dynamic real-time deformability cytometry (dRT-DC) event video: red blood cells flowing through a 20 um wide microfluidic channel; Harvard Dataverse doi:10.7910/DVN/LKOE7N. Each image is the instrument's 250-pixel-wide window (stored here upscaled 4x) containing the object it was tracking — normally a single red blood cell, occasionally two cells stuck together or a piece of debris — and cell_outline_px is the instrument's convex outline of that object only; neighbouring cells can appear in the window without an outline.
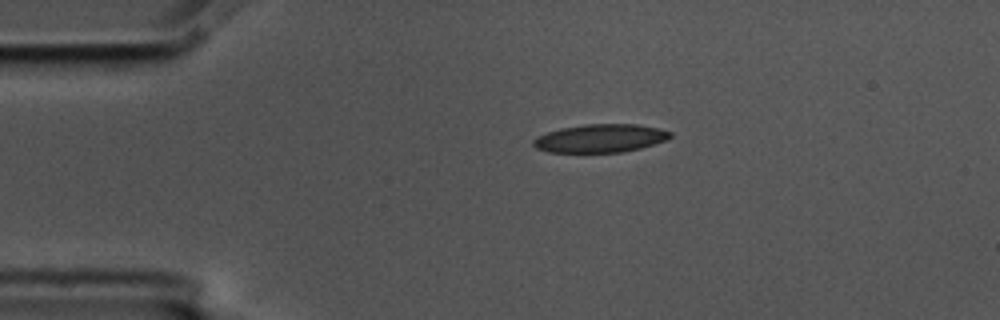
{"species": "common noctule bat (a hibernating species)", "species_latin": "Nyctalus noctula", "temperature_condition": "cold", "stored_images_in_passage": 46, "camera_frame_rate_fps": 3000, "um_per_image_px": 0.085, "animal": {"sex": "male", "body_mass_g": 17.5, "forearm_length_mm": 52.3}, "frame": {"image": 1, "passage_image": 1, "time_ms": 0.0, "image_size_px": [1000, 320], "cell_outline_px": [[672, 136], [664, 140], [640, 148], [624, 152], [548, 152], [536, 148], [532, 144], [532, 140], [548, 132], [560, 128], [584, 124], [636, 124], [656, 128], [672, 132]], "centroid_in_image_um": [51.0, 11.75], "position_along_channel_um": 34.0, "area_um2": 22.31}}
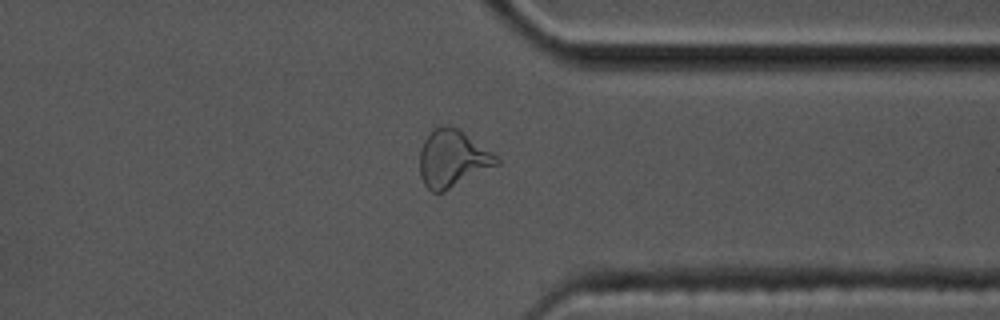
{"frame": {"image": 2, "passage_image": 33, "time_ms": 10.667, "image_size_px": [1000, 320], "cell_outline_px": [[500, 164], [444, 192], [432, 192], [424, 184], [420, 176], [420, 148], [424, 140], [432, 128], [456, 128], [492, 152], [500, 160]], "centroid_in_image_um": [38.45, 13.53], "position_along_channel_um": 372.9, "area_um2": 25.2}}
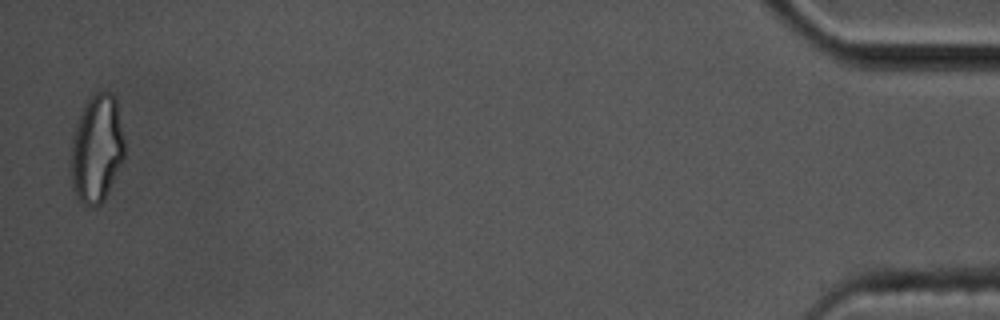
{"frame": {"image": 3, "passage_image": 45, "time_ms": 14.667, "image_size_px": [1000, 320], "cell_outline_px": [[124, 160], [104, 200], [96, 208], [84, 204], [80, 200], [72, 188], [72, 136], [80, 116], [88, 100], [96, 92], [108, 92], [116, 96], [124, 140]], "centroid_in_image_um": [8.25, 12.66], "position_along_channel_um": 426.9, "area_um2": 33.41}, "authors_computed_cell_mechanics": {"area_um2": 23.0333, "velocity_mm_per_s": 3.5563, "shape_relaxation_time_tau1_ms": 5.3593, "shape_relaxation_time_tau2_ms": 2.0431, "deformation_change_tau1": 0.1527, "deformation_change_tau2": 0.0896}}